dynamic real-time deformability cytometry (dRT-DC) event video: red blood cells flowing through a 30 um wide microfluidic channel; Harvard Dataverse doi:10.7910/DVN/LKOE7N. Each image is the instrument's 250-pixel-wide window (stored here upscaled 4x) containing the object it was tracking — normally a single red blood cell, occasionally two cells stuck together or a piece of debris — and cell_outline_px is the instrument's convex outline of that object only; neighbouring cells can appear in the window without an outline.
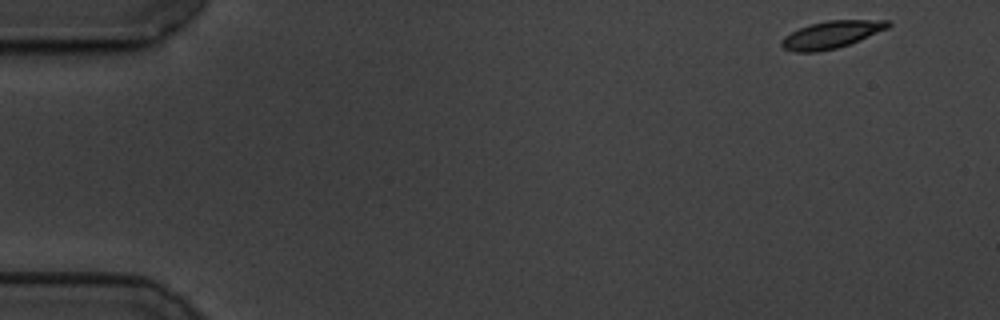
{"species": "common noctule bat (a hibernating species)", "species_latin": "Nyctalus noctula", "temperature_condition": "cold", "stored_images_in_passage": 9, "camera_frame_rate_fps": 3000, "um_per_image_px": 0.085, "animal": {"sex": "male", "body_mass_g": 19.5, "forearm_length_mm": 54.6}, "frame": {"image": 1, "passage_image": 1, "time_ms": 0.0, "image_size_px": [1000, 320], "cell_outline_px": [[892, 24], [888, 28], [860, 40], [836, 48], [816, 52], [796, 52], [784, 48], [780, 44], [780, 40], [784, 36], [808, 24], [828, 20], [892, 20]], "centroid_in_image_um": [70.68, 2.93], "position_along_channel_um": 14.3, "area_um2": 16.94}}